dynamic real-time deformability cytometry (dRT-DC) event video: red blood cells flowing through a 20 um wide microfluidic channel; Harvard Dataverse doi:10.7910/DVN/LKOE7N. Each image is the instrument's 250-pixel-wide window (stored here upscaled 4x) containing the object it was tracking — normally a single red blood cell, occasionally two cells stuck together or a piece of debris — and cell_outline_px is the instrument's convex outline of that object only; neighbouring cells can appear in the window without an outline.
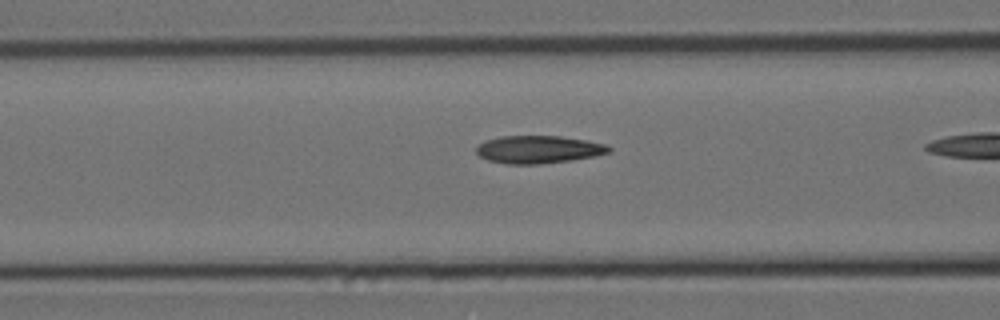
{"species": "Egyptian fruit bat (a non-hibernating species)", "species_latin": "Rousettus aegyptiacus", "temperature_condition": "cold", "stored_images_in_passage": 20, "camera_frame_rate_fps": 3000, "um_per_image_px": 0.085, "animal": {"sex": "female"}, "frame": {"image": 1, "passage_image": 19, "time_ms": 6.0, "image_size_px": [1000, 320], "cell_outline_px": [[612, 152], [596, 156], [572, 160], [536, 164], [508, 164], [488, 160], [480, 156], [476, 152], [476, 148], [484, 140], [500, 136], [560, 136], [588, 140], [604, 144], [612, 148]], "centroid_in_image_um": [45.8, 12.7], "position_along_channel_um": 120.8, "area_um2": 21.5}}